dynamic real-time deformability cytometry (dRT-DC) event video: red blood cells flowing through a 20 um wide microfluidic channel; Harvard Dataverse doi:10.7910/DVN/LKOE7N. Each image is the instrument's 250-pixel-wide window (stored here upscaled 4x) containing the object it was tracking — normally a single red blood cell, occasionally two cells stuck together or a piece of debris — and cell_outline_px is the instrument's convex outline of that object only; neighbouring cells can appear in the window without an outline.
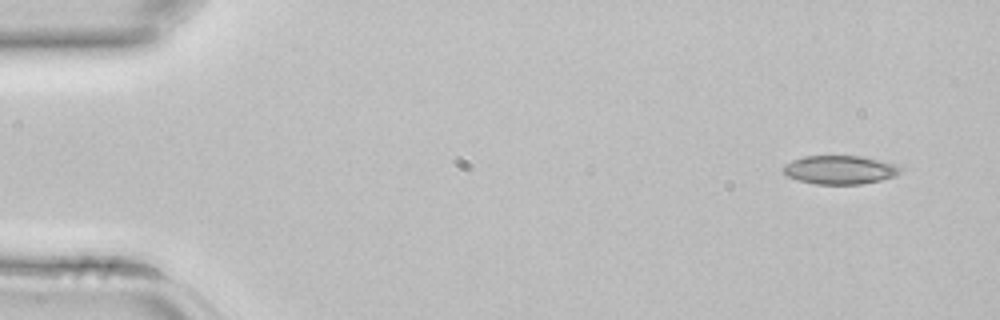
{"species": "common noctule bat (a hibernating species)", "species_latin": "Nyctalus noctula", "temperature_condition": "room temperature", "stored_images_in_passage": 3, "camera_frame_rate_fps": 3000, "um_per_image_px": 0.085, "animal": {"sex": "female", "body_mass_g": 22.7, "forearm_length_mm": 54.2}, "frame": {"image": 1, "passage_image": 1, "time_ms": 0.0, "image_size_px": [1000, 320], "cell_outline_px": [[900, 172], [896, 176], [880, 180], [860, 184], [816, 184], [796, 180], [788, 176], [780, 168], [784, 164], [792, 160], [804, 156], [860, 156], [880, 160], [896, 164], [900, 168]], "centroid_in_image_um": [71.35, 14.43], "position_along_channel_um": 13.6, "area_um2": 19.59}}
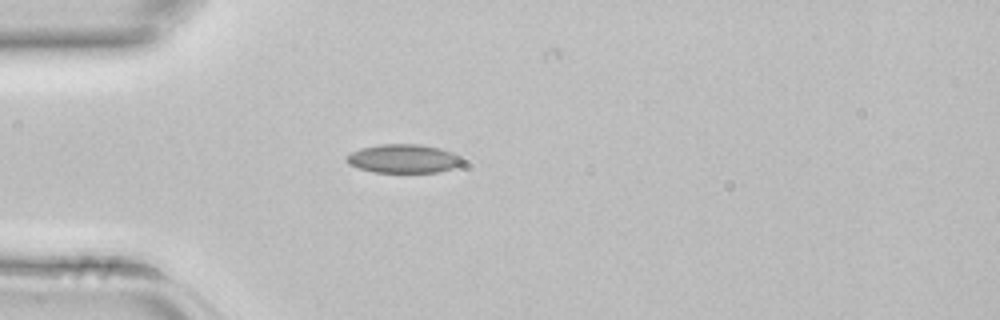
{"frame": {"image": 2, "passage_image": 3, "time_ms": 0.667, "image_size_px": [1000, 320], "cell_outline_px": [[468, 156], [460, 164], [452, 168], [440, 172], [372, 172], [348, 164], [344, 160], [344, 156], [360, 148], [380, 144], [420, 144], [440, 148]], "centroid_in_image_um": [34.34, 13.47], "position_along_channel_um": 50.7, "area_um2": 19.77}}